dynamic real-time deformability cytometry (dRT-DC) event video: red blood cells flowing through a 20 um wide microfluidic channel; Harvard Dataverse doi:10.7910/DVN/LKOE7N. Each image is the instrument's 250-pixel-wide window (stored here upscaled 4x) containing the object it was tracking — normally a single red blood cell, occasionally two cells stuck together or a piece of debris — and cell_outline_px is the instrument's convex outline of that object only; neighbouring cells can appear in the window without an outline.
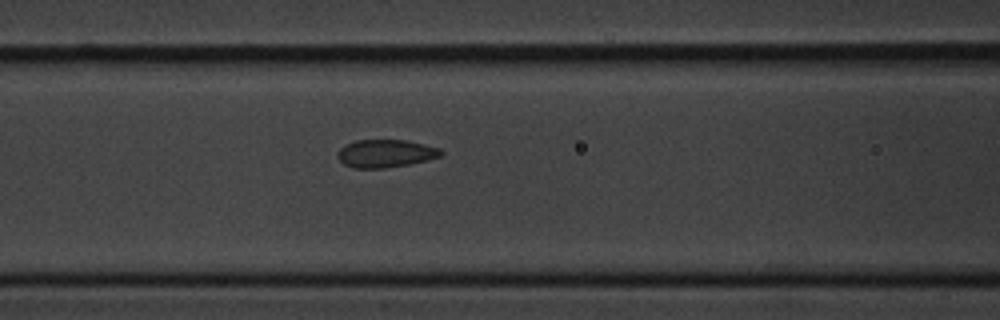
{"species": "common noctule bat (a hibernating species)", "species_latin": "Nyctalus noctula", "temperature_condition": "cold", "stored_images_in_passage": 7, "camera_frame_rate_fps": 3000, "um_per_image_px": 0.085, "animal": {"sex": "male", "body_mass_g": 20.1, "forearm_length_mm": 53.5}, "frame": {"image": 1, "passage_image": 7, "time_ms": 7.333, "image_size_px": [1000, 320], "cell_outline_px": [[444, 152], [440, 156], [428, 160], [408, 164], [384, 168], [352, 168], [344, 164], [336, 156], [336, 152], [340, 148], [356, 140], [404, 140], [424, 144], [440, 148]], "centroid_in_image_um": [32.76, 13.05], "position_along_channel_um": 133.8, "area_um2": 16.76}}